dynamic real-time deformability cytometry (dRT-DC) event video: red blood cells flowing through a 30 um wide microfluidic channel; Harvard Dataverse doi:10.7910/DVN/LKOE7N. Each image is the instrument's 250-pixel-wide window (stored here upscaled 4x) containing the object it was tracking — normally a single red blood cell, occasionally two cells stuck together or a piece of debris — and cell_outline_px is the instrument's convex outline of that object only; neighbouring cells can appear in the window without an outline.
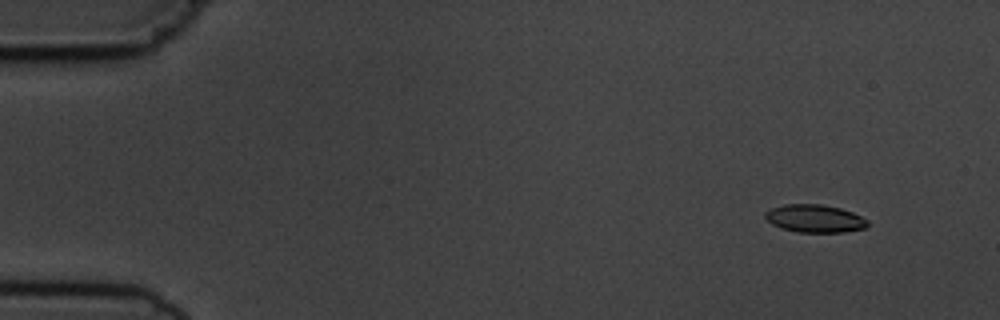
{"species": "common noctule bat (a hibernating species)", "species_latin": "Nyctalus noctula", "temperature_condition": "cold", "stored_images_in_passage": 6, "camera_frame_rate_fps": 3000, "um_per_image_px": 0.085, "animal": {"sex": "male", "body_mass_g": 19.5, "forearm_length_mm": 54.6}, "frame": {"image": 1, "passage_image": 2, "time_ms": 1.0, "image_size_px": [1000, 320], "cell_outline_px": [[868, 224], [864, 228], [844, 232], [796, 232], [780, 228], [772, 224], [764, 216], [764, 212], [772, 208], [784, 204], [820, 204], [840, 208], [852, 212], [868, 220]], "centroid_in_image_um": [69.23, 18.57], "position_along_channel_um": 15.8, "area_um2": 16.59}}
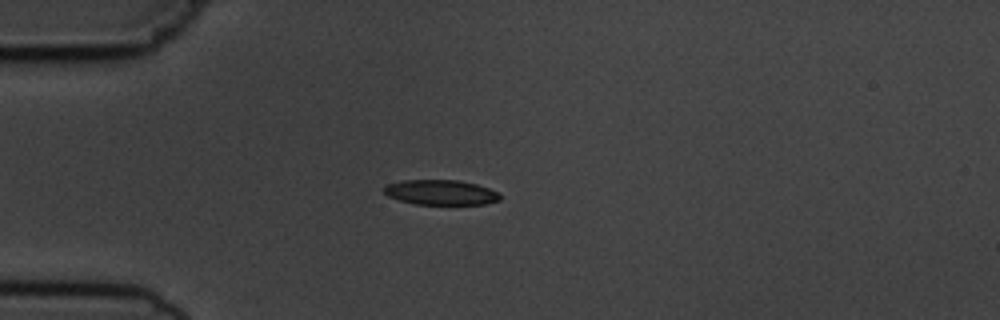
{"frame": {"image": 2, "passage_image": 4, "time_ms": 4.333, "image_size_px": [1000, 320], "cell_outline_px": [[500, 200], [484, 204], [416, 204], [400, 200], [388, 196], [384, 192], [384, 188], [388, 184], [404, 180], [460, 180], [476, 184], [488, 188], [496, 192], [500, 196]], "centroid_in_image_um": [37.46, 16.35], "position_along_channel_um": 47.5, "area_um2": 16.7}}
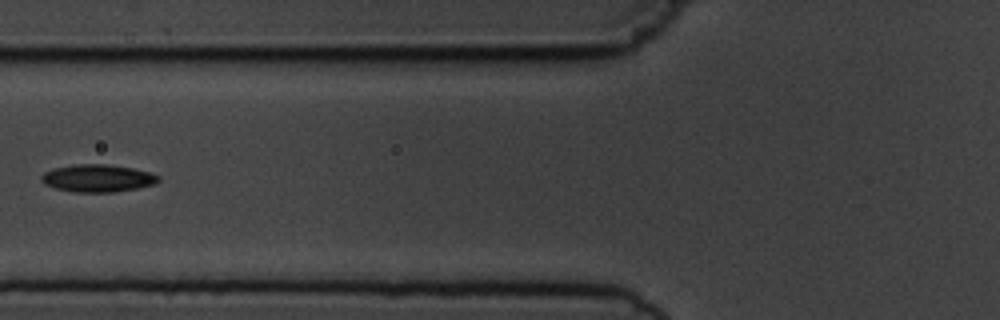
{"frame": {"image": 3, "passage_image": 6, "time_ms": 6.667, "image_size_px": [1000, 320], "cell_outline_px": [[160, 180], [156, 184], [136, 188], [112, 192], [72, 192], [56, 188], [44, 184], [40, 180], [40, 176], [44, 172], [56, 168], [76, 164], [104, 164], [132, 168], [148, 172], [160, 176]], "centroid_in_image_um": [8.29, 15.15], "position_along_channel_um": 117.5, "area_um2": 18.67}}